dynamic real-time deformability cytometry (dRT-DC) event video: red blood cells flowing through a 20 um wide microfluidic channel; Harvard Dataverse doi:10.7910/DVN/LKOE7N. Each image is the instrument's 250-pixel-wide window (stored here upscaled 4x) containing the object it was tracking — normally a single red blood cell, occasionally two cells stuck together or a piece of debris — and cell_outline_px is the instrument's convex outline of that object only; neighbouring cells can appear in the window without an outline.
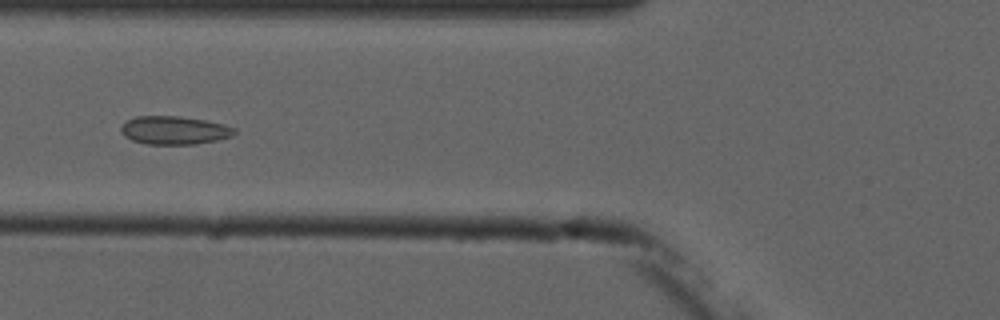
{"species": "common noctule bat (a hibernating species)", "species_latin": "Nyctalus noctula", "temperature_condition": "cold", "stored_images_in_passage": 5, "camera_frame_rate_fps": 3000, "um_per_image_px": 0.085, "animal": {"sex": "male", "forearm_length_mm": 52.5}, "frame": {"image": 1, "passage_image": 3, "time_ms": 2.333, "image_size_px": [1000, 320], "cell_outline_px": [[236, 132], [232, 136], [216, 140], [196, 144], [148, 144], [132, 140], [124, 136], [120, 132], [120, 128], [128, 120], [136, 116], [180, 116], [204, 120], [224, 124], [236, 128]], "centroid_in_image_um": [14.82, 11.07], "position_along_channel_um": 111.0, "area_um2": 18.67}}
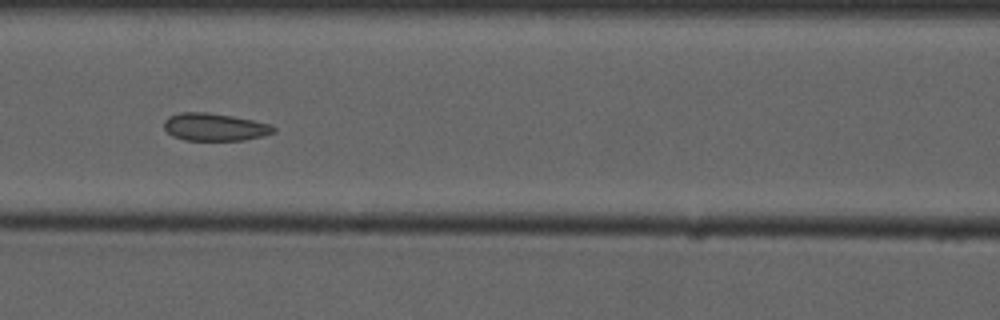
{"frame": {"image": 2, "passage_image": 4, "time_ms": 3.333, "image_size_px": [1000, 320], "cell_outline_px": [[276, 132], [264, 136], [244, 140], [184, 140], [172, 136], [164, 128], [164, 120], [168, 116], [180, 112], [208, 112], [232, 116], [252, 120], [268, 124], [276, 128]], "centroid_in_image_um": [18.23, 10.8], "position_along_channel_um": 148.4, "area_um2": 17.69}}
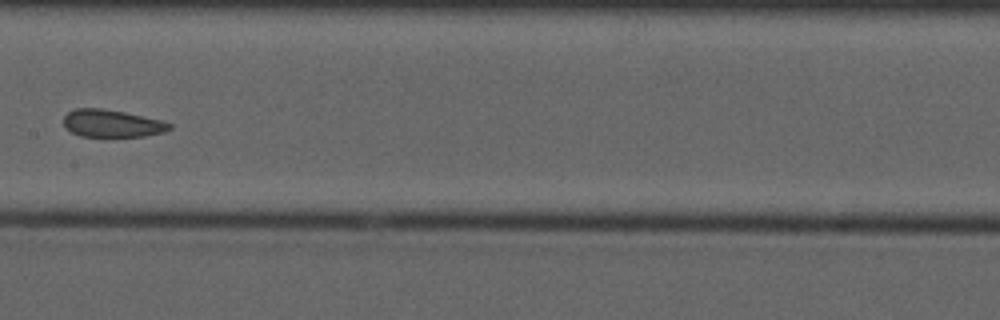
{"frame": {"image": 3, "passage_image": 5, "time_ms": 4.667, "image_size_px": [1000, 320], "cell_outline_px": [[172, 128], [164, 132], [144, 136], [80, 136], [64, 128], [64, 116], [68, 112], [76, 108], [100, 108], [124, 112], [160, 120], [172, 124]], "centroid_in_image_um": [9.49, 10.49], "position_along_channel_um": 197.9, "area_um2": 16.82}}